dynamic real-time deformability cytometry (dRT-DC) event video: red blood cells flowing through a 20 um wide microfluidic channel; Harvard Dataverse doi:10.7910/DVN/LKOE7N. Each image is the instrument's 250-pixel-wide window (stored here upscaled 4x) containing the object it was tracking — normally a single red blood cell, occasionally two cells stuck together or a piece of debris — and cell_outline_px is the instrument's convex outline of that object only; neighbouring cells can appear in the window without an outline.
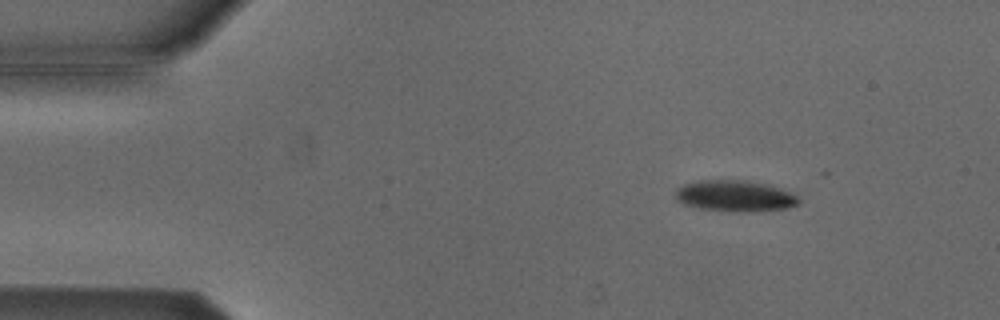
{"species": "Egyptian fruit bat (a non-hibernating species)", "species_latin": "Rousettus aegyptiacus", "temperature_condition": "cold", "stored_images_in_passage": 4, "camera_frame_rate_fps": 3000, "um_per_image_px": 0.085, "animal": {"sex": "male"}, "frame": {"image": 1, "passage_image": 1, "time_ms": 0.0, "image_size_px": [1000, 320], "cell_outline_px": [[800, 204], [788, 208], [748, 212], [740, 212], [700, 208], [684, 204], [676, 200], [676, 188], [684, 184], [696, 180], [744, 180], [772, 184], [792, 192], [800, 200]], "centroid_in_image_um": [62.51, 16.64], "position_along_channel_um": 22.5, "area_um2": 22.72}}
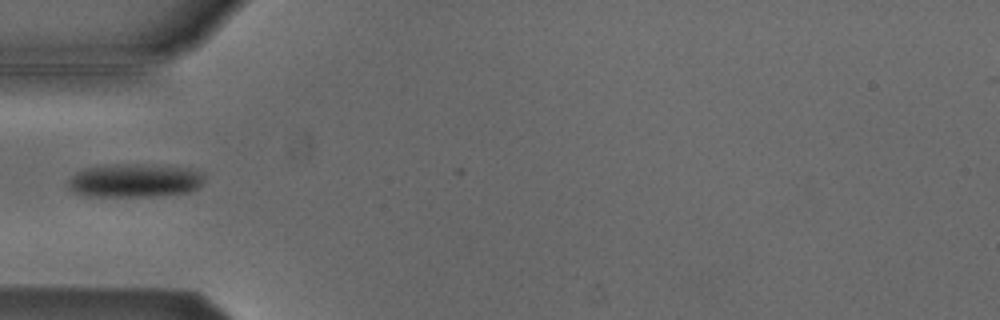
{"frame": {"image": 2, "passage_image": 3, "time_ms": 0.667, "image_size_px": [1000, 320], "cell_outline_px": [[204, 180], [196, 188], [188, 192], [152, 196], [84, 196], [72, 192], [64, 184], [76, 172], [84, 168], [116, 164], [136, 164], [188, 168], [204, 172]], "centroid_in_image_um": [11.38, 15.35], "position_along_channel_um": 73.6, "area_um2": 26.7}}
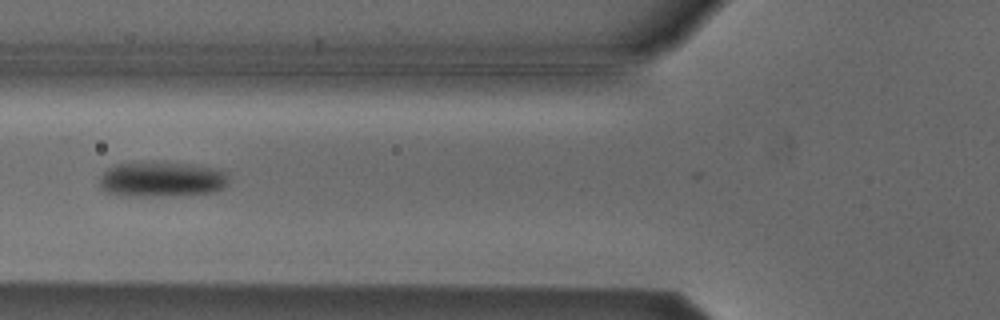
{"frame": {"image": 3, "passage_image": 4, "time_ms": 1.0, "image_size_px": [1000, 320], "cell_outline_px": [[228, 180], [220, 188], [212, 192], [152, 196], [124, 196], [104, 192], [100, 188], [100, 176], [108, 168], [116, 164], [164, 160], [216, 168], [228, 172]], "centroid_in_image_um": [13.69, 15.21], "position_along_channel_um": 112.1, "area_um2": 26.82}}